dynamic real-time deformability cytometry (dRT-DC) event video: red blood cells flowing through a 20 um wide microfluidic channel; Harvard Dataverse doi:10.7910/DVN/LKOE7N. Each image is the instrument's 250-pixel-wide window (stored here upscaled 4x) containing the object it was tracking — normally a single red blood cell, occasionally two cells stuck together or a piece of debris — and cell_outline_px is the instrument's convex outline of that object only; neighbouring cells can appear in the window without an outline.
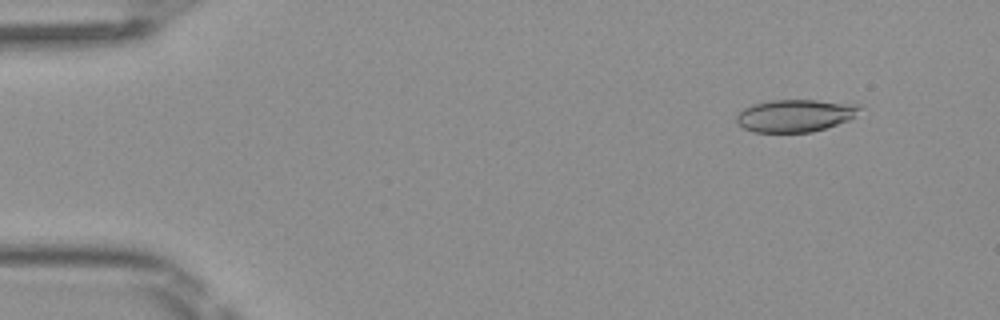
{"species": "Egyptian fruit bat (a non-hibernating species)", "species_latin": "Rousettus aegyptiacus", "temperature_condition": "room temperature", "stored_images_in_passage": 49, "camera_frame_rate_fps": 3000, "um_per_image_px": 0.085, "frame": {"image": 1, "passage_image": 5, "time_ms": 1.333, "image_size_px": [1000, 320], "cell_outline_px": [[864, 108], [848, 120], [812, 132], [752, 132], [736, 124], [736, 116], [744, 108], [752, 104], [772, 100], [816, 100], [860, 104]], "centroid_in_image_um": [67.58, 9.82], "position_along_channel_um": 17.4, "area_um2": 23.35}}
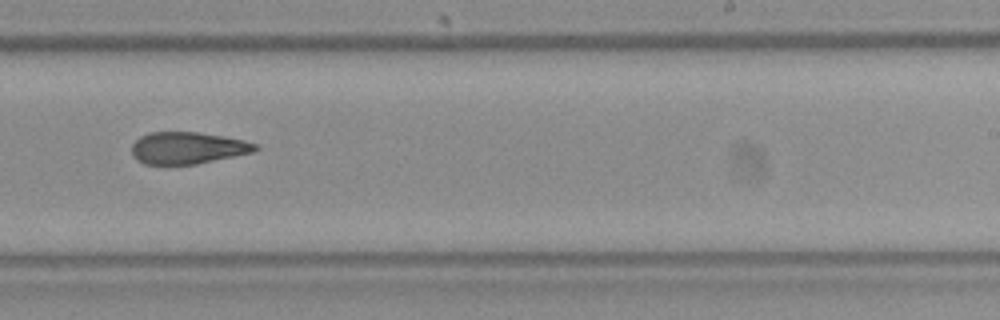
{"frame": {"image": 2, "passage_image": 31, "time_ms": 10.0, "image_size_px": [1000, 320], "cell_outline_px": [[260, 148], [256, 152], [196, 164], [144, 164], [136, 160], [132, 156], [132, 144], [140, 136], [152, 132], [196, 132], [224, 136], [244, 140], [260, 144]], "centroid_in_image_um": [16.0, 12.58], "position_along_channel_um": 273.0, "area_um2": 23.24}}
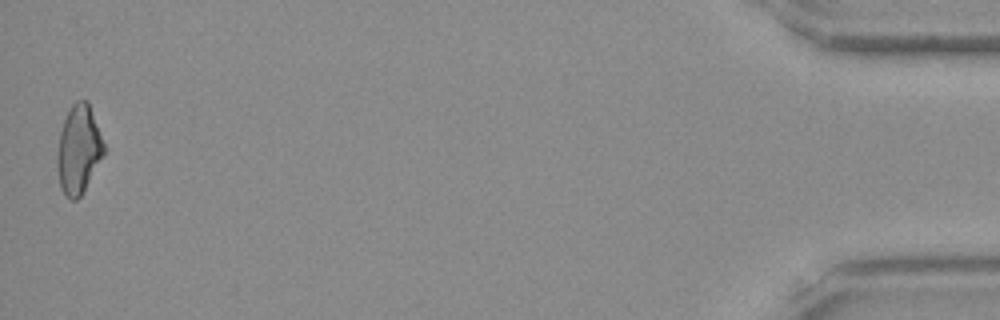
{"frame": {"image": 3, "passage_image": 49, "time_ms": 16.0, "image_size_px": [1000, 320], "cell_outline_px": [[108, 148], [80, 196], [76, 200], [68, 200], [60, 188], [56, 168], [56, 152], [60, 132], [68, 108], [76, 100], [88, 100]], "centroid_in_image_um": [6.69, 12.68], "position_along_channel_um": 428.5, "area_um2": 24.8}, "authors_computed_cell_mechanics": {"area_um2": 24.1026, "velocity_mm_per_s": 4.1222, "shape_relaxation_time_tau1_ms": null, "shape_relaxation_time_tau2_ms": 4.2969, "deformation_change_tau1": null, "deformation_change_tau2": 0.144}}